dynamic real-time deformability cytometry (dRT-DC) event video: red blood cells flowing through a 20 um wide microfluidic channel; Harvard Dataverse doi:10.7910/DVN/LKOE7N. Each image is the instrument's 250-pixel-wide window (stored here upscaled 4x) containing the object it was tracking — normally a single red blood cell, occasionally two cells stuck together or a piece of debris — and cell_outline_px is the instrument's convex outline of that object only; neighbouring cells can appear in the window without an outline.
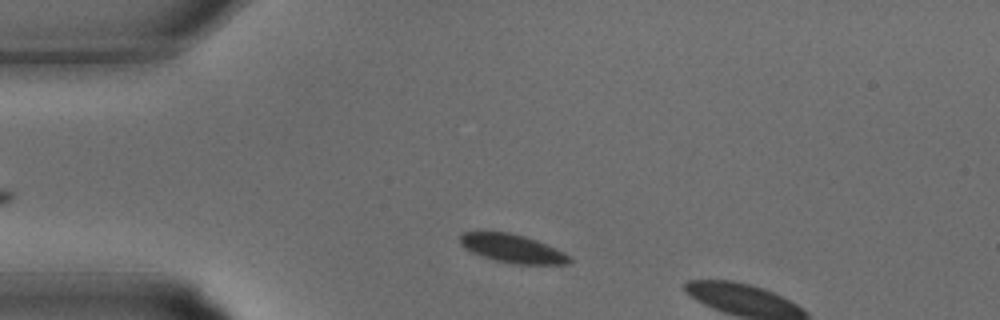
{"species": "common noctule bat (a hibernating species)", "species_latin": "Nyctalus noctula", "temperature_condition": "warm", "stored_images_in_passage": 4, "camera_frame_rate_fps": 3000, "um_per_image_px": 0.085, "animal": {"sex": "male", "body_mass_g": 15.6}, "frame": {"image": 1, "passage_image": 2, "time_ms": 0.333, "image_size_px": [1000, 320], "cell_outline_px": [[572, 260], [568, 264], [512, 264], [496, 260], [472, 252], [464, 248], [460, 244], [460, 236], [464, 232], [508, 232], [524, 236], [536, 240], [564, 252]], "centroid_in_image_um": [43.55, 21.12], "position_along_channel_um": 41.4, "area_um2": 17.86}}